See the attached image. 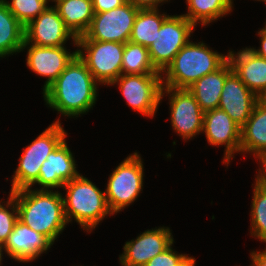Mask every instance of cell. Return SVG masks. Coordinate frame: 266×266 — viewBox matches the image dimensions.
Returning <instances> with one entry per match:
<instances>
[{"label":"cell","mask_w":266,"mask_h":266,"mask_svg":"<svg viewBox=\"0 0 266 266\" xmlns=\"http://www.w3.org/2000/svg\"><path fill=\"white\" fill-rule=\"evenodd\" d=\"M257 96L232 71L226 78L218 108L242 127L257 103Z\"/></svg>","instance_id":"ac0fdd59"},{"label":"cell","mask_w":266,"mask_h":266,"mask_svg":"<svg viewBox=\"0 0 266 266\" xmlns=\"http://www.w3.org/2000/svg\"><path fill=\"white\" fill-rule=\"evenodd\" d=\"M25 48L27 49V68L47 79L42 88L43 92L77 55V50L71 53L65 46L50 47L24 43L21 51H24Z\"/></svg>","instance_id":"9a60e30c"},{"label":"cell","mask_w":266,"mask_h":266,"mask_svg":"<svg viewBox=\"0 0 266 266\" xmlns=\"http://www.w3.org/2000/svg\"><path fill=\"white\" fill-rule=\"evenodd\" d=\"M138 152L128 155L109 175L106 201L109 210L119 213L134 203L143 190L144 165Z\"/></svg>","instance_id":"8992f818"},{"label":"cell","mask_w":266,"mask_h":266,"mask_svg":"<svg viewBox=\"0 0 266 266\" xmlns=\"http://www.w3.org/2000/svg\"><path fill=\"white\" fill-rule=\"evenodd\" d=\"M240 153H253L255 159L266 153V106L258 101L241 127Z\"/></svg>","instance_id":"44dd1931"},{"label":"cell","mask_w":266,"mask_h":266,"mask_svg":"<svg viewBox=\"0 0 266 266\" xmlns=\"http://www.w3.org/2000/svg\"><path fill=\"white\" fill-rule=\"evenodd\" d=\"M202 133L209 145L225 147L222 162L228 167L235 153L240 152L241 127L225 111L216 108L204 112Z\"/></svg>","instance_id":"5bb4252c"},{"label":"cell","mask_w":266,"mask_h":266,"mask_svg":"<svg viewBox=\"0 0 266 266\" xmlns=\"http://www.w3.org/2000/svg\"><path fill=\"white\" fill-rule=\"evenodd\" d=\"M174 244L167 248L162 253L156 255L150 261H148L144 266H179L183 263L189 256L188 254H180L173 249Z\"/></svg>","instance_id":"f546056e"},{"label":"cell","mask_w":266,"mask_h":266,"mask_svg":"<svg viewBox=\"0 0 266 266\" xmlns=\"http://www.w3.org/2000/svg\"><path fill=\"white\" fill-rule=\"evenodd\" d=\"M76 160L66 143V138L53 150L40 168L39 178L33 184L40 190H58L80 173L77 171Z\"/></svg>","instance_id":"2e32d148"},{"label":"cell","mask_w":266,"mask_h":266,"mask_svg":"<svg viewBox=\"0 0 266 266\" xmlns=\"http://www.w3.org/2000/svg\"><path fill=\"white\" fill-rule=\"evenodd\" d=\"M3 252H4V251H3V247L0 246V266H1V264H3V263H2V260H3V257H4V256H3Z\"/></svg>","instance_id":"74e56055"},{"label":"cell","mask_w":266,"mask_h":266,"mask_svg":"<svg viewBox=\"0 0 266 266\" xmlns=\"http://www.w3.org/2000/svg\"><path fill=\"white\" fill-rule=\"evenodd\" d=\"M232 71L227 60L215 72L201 77L188 88L204 112L218 108L224 82Z\"/></svg>","instance_id":"ffe728a7"},{"label":"cell","mask_w":266,"mask_h":266,"mask_svg":"<svg viewBox=\"0 0 266 266\" xmlns=\"http://www.w3.org/2000/svg\"><path fill=\"white\" fill-rule=\"evenodd\" d=\"M195 25L185 16L169 15L153 43L148 47L150 60L161 74L172 63L176 54L190 41Z\"/></svg>","instance_id":"ba28073f"},{"label":"cell","mask_w":266,"mask_h":266,"mask_svg":"<svg viewBox=\"0 0 266 266\" xmlns=\"http://www.w3.org/2000/svg\"><path fill=\"white\" fill-rule=\"evenodd\" d=\"M62 189L66 191V195L62 196L68 223L74 220L82 230L91 233L105 217L113 215L108 208L105 191L83 175L79 174L65 183Z\"/></svg>","instance_id":"277c9868"},{"label":"cell","mask_w":266,"mask_h":266,"mask_svg":"<svg viewBox=\"0 0 266 266\" xmlns=\"http://www.w3.org/2000/svg\"><path fill=\"white\" fill-rule=\"evenodd\" d=\"M255 1L265 2V4H266V0H255Z\"/></svg>","instance_id":"ab89813d"},{"label":"cell","mask_w":266,"mask_h":266,"mask_svg":"<svg viewBox=\"0 0 266 266\" xmlns=\"http://www.w3.org/2000/svg\"><path fill=\"white\" fill-rule=\"evenodd\" d=\"M8 10L25 27L41 14L49 5L45 0H4Z\"/></svg>","instance_id":"83f0119b"},{"label":"cell","mask_w":266,"mask_h":266,"mask_svg":"<svg viewBox=\"0 0 266 266\" xmlns=\"http://www.w3.org/2000/svg\"><path fill=\"white\" fill-rule=\"evenodd\" d=\"M227 52L234 73L258 96L266 88V59L247 47L237 53L231 50Z\"/></svg>","instance_id":"d6986e66"},{"label":"cell","mask_w":266,"mask_h":266,"mask_svg":"<svg viewBox=\"0 0 266 266\" xmlns=\"http://www.w3.org/2000/svg\"><path fill=\"white\" fill-rule=\"evenodd\" d=\"M164 95L169 97L172 130L185 141L202 133L204 111L194 95L188 89L163 87L160 101Z\"/></svg>","instance_id":"8fae6325"},{"label":"cell","mask_w":266,"mask_h":266,"mask_svg":"<svg viewBox=\"0 0 266 266\" xmlns=\"http://www.w3.org/2000/svg\"><path fill=\"white\" fill-rule=\"evenodd\" d=\"M139 9L127 1L110 11L94 13L89 29L77 40L112 41L125 44L130 39Z\"/></svg>","instance_id":"30bf717a"},{"label":"cell","mask_w":266,"mask_h":266,"mask_svg":"<svg viewBox=\"0 0 266 266\" xmlns=\"http://www.w3.org/2000/svg\"><path fill=\"white\" fill-rule=\"evenodd\" d=\"M25 41L24 26L0 0V58L20 53Z\"/></svg>","instance_id":"603a6c76"},{"label":"cell","mask_w":266,"mask_h":266,"mask_svg":"<svg viewBox=\"0 0 266 266\" xmlns=\"http://www.w3.org/2000/svg\"><path fill=\"white\" fill-rule=\"evenodd\" d=\"M168 16L169 14H161L159 8L139 9L129 41L148 48L154 42L157 31Z\"/></svg>","instance_id":"d4e9b609"},{"label":"cell","mask_w":266,"mask_h":266,"mask_svg":"<svg viewBox=\"0 0 266 266\" xmlns=\"http://www.w3.org/2000/svg\"><path fill=\"white\" fill-rule=\"evenodd\" d=\"M128 1L140 9L158 8L161 5H163V3L168 2V0H128Z\"/></svg>","instance_id":"1f68e13d"},{"label":"cell","mask_w":266,"mask_h":266,"mask_svg":"<svg viewBox=\"0 0 266 266\" xmlns=\"http://www.w3.org/2000/svg\"><path fill=\"white\" fill-rule=\"evenodd\" d=\"M257 100L260 104L266 106V88L257 96Z\"/></svg>","instance_id":"8d00e7d4"},{"label":"cell","mask_w":266,"mask_h":266,"mask_svg":"<svg viewBox=\"0 0 266 266\" xmlns=\"http://www.w3.org/2000/svg\"><path fill=\"white\" fill-rule=\"evenodd\" d=\"M46 1V3L49 5V3L48 2H54L55 4L57 3V2H59V1H61V0H45Z\"/></svg>","instance_id":"f35d334b"},{"label":"cell","mask_w":266,"mask_h":266,"mask_svg":"<svg viewBox=\"0 0 266 266\" xmlns=\"http://www.w3.org/2000/svg\"><path fill=\"white\" fill-rule=\"evenodd\" d=\"M7 201L0 200V246H4L18 220L15 198L9 193Z\"/></svg>","instance_id":"f1b7e54d"},{"label":"cell","mask_w":266,"mask_h":266,"mask_svg":"<svg viewBox=\"0 0 266 266\" xmlns=\"http://www.w3.org/2000/svg\"><path fill=\"white\" fill-rule=\"evenodd\" d=\"M110 85H119L126 103L134 111L154 117L161 103L162 74H121Z\"/></svg>","instance_id":"9c48e42d"},{"label":"cell","mask_w":266,"mask_h":266,"mask_svg":"<svg viewBox=\"0 0 266 266\" xmlns=\"http://www.w3.org/2000/svg\"><path fill=\"white\" fill-rule=\"evenodd\" d=\"M128 0H92L94 13H102L120 7Z\"/></svg>","instance_id":"4dcf8cb0"},{"label":"cell","mask_w":266,"mask_h":266,"mask_svg":"<svg viewBox=\"0 0 266 266\" xmlns=\"http://www.w3.org/2000/svg\"><path fill=\"white\" fill-rule=\"evenodd\" d=\"M53 243L43 234L34 231L19 219L5 245L4 253L17 262L28 263L46 253Z\"/></svg>","instance_id":"e0dca14e"},{"label":"cell","mask_w":266,"mask_h":266,"mask_svg":"<svg viewBox=\"0 0 266 266\" xmlns=\"http://www.w3.org/2000/svg\"><path fill=\"white\" fill-rule=\"evenodd\" d=\"M68 133L60 119L50 124L34 141L23 148L19 163L12 176L10 192L32 187L39 178L40 168L48 155L66 138Z\"/></svg>","instance_id":"5b68a950"},{"label":"cell","mask_w":266,"mask_h":266,"mask_svg":"<svg viewBox=\"0 0 266 266\" xmlns=\"http://www.w3.org/2000/svg\"><path fill=\"white\" fill-rule=\"evenodd\" d=\"M53 7L76 38L86 33L94 17L92 0H61Z\"/></svg>","instance_id":"7402d4cb"},{"label":"cell","mask_w":266,"mask_h":266,"mask_svg":"<svg viewBox=\"0 0 266 266\" xmlns=\"http://www.w3.org/2000/svg\"><path fill=\"white\" fill-rule=\"evenodd\" d=\"M122 74H161L153 66L149 51L143 45L128 41L124 44Z\"/></svg>","instance_id":"484cf974"},{"label":"cell","mask_w":266,"mask_h":266,"mask_svg":"<svg viewBox=\"0 0 266 266\" xmlns=\"http://www.w3.org/2000/svg\"><path fill=\"white\" fill-rule=\"evenodd\" d=\"M187 13L182 14L195 26H202L223 18L232 12L233 0H186Z\"/></svg>","instance_id":"cb8c5ba5"},{"label":"cell","mask_w":266,"mask_h":266,"mask_svg":"<svg viewBox=\"0 0 266 266\" xmlns=\"http://www.w3.org/2000/svg\"><path fill=\"white\" fill-rule=\"evenodd\" d=\"M252 263L250 266H266V248L263 251L250 252Z\"/></svg>","instance_id":"836d02e7"},{"label":"cell","mask_w":266,"mask_h":266,"mask_svg":"<svg viewBox=\"0 0 266 266\" xmlns=\"http://www.w3.org/2000/svg\"><path fill=\"white\" fill-rule=\"evenodd\" d=\"M75 47L78 57L100 85L109 86L122 74L124 43L77 40Z\"/></svg>","instance_id":"52a82bcc"},{"label":"cell","mask_w":266,"mask_h":266,"mask_svg":"<svg viewBox=\"0 0 266 266\" xmlns=\"http://www.w3.org/2000/svg\"><path fill=\"white\" fill-rule=\"evenodd\" d=\"M169 227H155L140 233L136 239L126 241L119 255L121 266H144L175 241Z\"/></svg>","instance_id":"7c38bea8"},{"label":"cell","mask_w":266,"mask_h":266,"mask_svg":"<svg viewBox=\"0 0 266 266\" xmlns=\"http://www.w3.org/2000/svg\"><path fill=\"white\" fill-rule=\"evenodd\" d=\"M24 33V43L37 46H65L69 39L74 41V45H77V38L65 26L64 20L52 5L31 20L24 27Z\"/></svg>","instance_id":"4fadbf2b"},{"label":"cell","mask_w":266,"mask_h":266,"mask_svg":"<svg viewBox=\"0 0 266 266\" xmlns=\"http://www.w3.org/2000/svg\"><path fill=\"white\" fill-rule=\"evenodd\" d=\"M251 204L250 236L266 243V186L255 179Z\"/></svg>","instance_id":"4316f807"},{"label":"cell","mask_w":266,"mask_h":266,"mask_svg":"<svg viewBox=\"0 0 266 266\" xmlns=\"http://www.w3.org/2000/svg\"><path fill=\"white\" fill-rule=\"evenodd\" d=\"M257 160H259L261 167L259 165V171L258 174H256V180L266 186V153L261 155Z\"/></svg>","instance_id":"e575fe53"},{"label":"cell","mask_w":266,"mask_h":266,"mask_svg":"<svg viewBox=\"0 0 266 266\" xmlns=\"http://www.w3.org/2000/svg\"><path fill=\"white\" fill-rule=\"evenodd\" d=\"M196 265V260L194 257H189L183 262L181 263L179 266H195Z\"/></svg>","instance_id":"d590c367"},{"label":"cell","mask_w":266,"mask_h":266,"mask_svg":"<svg viewBox=\"0 0 266 266\" xmlns=\"http://www.w3.org/2000/svg\"><path fill=\"white\" fill-rule=\"evenodd\" d=\"M98 85L85 63L76 55L42 94L48 107L68 118H76L93 109Z\"/></svg>","instance_id":"6da1fadb"},{"label":"cell","mask_w":266,"mask_h":266,"mask_svg":"<svg viewBox=\"0 0 266 266\" xmlns=\"http://www.w3.org/2000/svg\"><path fill=\"white\" fill-rule=\"evenodd\" d=\"M227 60V54L213 51L203 41L197 43L190 40L162 73V85L188 89L201 77L215 72Z\"/></svg>","instance_id":"3957f363"},{"label":"cell","mask_w":266,"mask_h":266,"mask_svg":"<svg viewBox=\"0 0 266 266\" xmlns=\"http://www.w3.org/2000/svg\"><path fill=\"white\" fill-rule=\"evenodd\" d=\"M16 200L18 219L53 244L68 223L60 191L32 187L9 192Z\"/></svg>","instance_id":"7a4b0ae2"},{"label":"cell","mask_w":266,"mask_h":266,"mask_svg":"<svg viewBox=\"0 0 266 266\" xmlns=\"http://www.w3.org/2000/svg\"><path fill=\"white\" fill-rule=\"evenodd\" d=\"M258 36L260 38V47L258 49L256 48H250L251 51H253L256 55L265 58L266 59V26H264L262 29L259 30Z\"/></svg>","instance_id":"d6a6232c"}]
</instances>
